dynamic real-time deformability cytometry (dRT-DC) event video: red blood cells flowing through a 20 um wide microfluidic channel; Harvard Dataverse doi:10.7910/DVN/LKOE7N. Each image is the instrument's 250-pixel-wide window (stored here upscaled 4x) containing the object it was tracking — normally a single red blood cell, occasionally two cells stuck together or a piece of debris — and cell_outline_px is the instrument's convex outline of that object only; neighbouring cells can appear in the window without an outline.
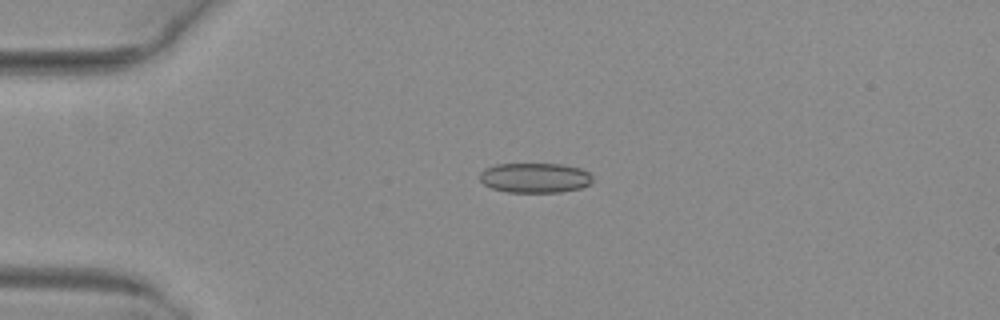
{"species": "common noctule bat (a hibernating species)", "species_latin": "Nyctalus noctula", "temperature_condition": "warm", "stored_images_in_passage": 40, "camera_frame_rate_fps": 3000, "um_per_image_px": 0.085, "animal": {"sex": "female", "body_mass_g": 29.2, "forearm_length_mm": 56.3}, "frame": {"image": 1, "passage_image": 1, "time_ms": 0.0, "image_size_px": [1000, 320], "cell_outline_px": [[592, 184], [580, 188], [560, 192], [508, 192], [492, 188], [484, 184], [480, 180], [480, 172], [484, 168], [496, 164], [560, 164], [580, 168], [588, 172], [592, 176]], "centroid_in_image_um": [45.47, 15.11], "position_along_channel_um": 39.5, "area_um2": 19.71}}
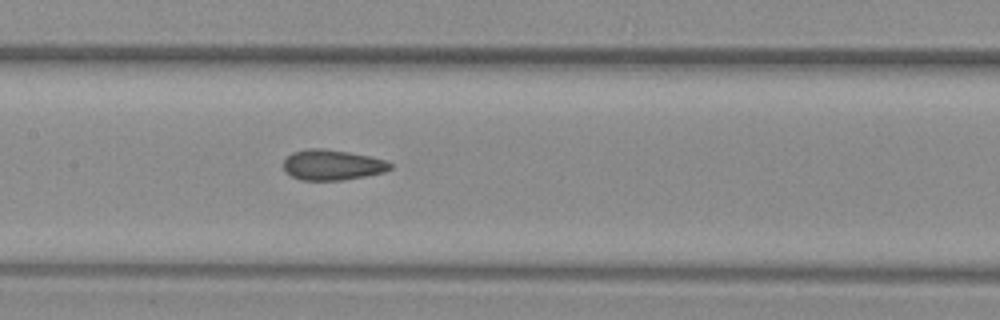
{"frame": {"image": 2, "passage_image": 14, "time_ms": 4.333, "image_size_px": [1000, 320], "cell_outline_px": [[392, 168], [384, 172], [344, 180], [300, 180], [284, 172], [284, 160], [292, 152], [308, 148], [324, 148], [348, 152], [368, 156], [384, 160], [392, 164]], "centroid_in_image_um": [28.21, 14.02], "position_along_channel_um": 179.2, "area_um2": 18.9}}
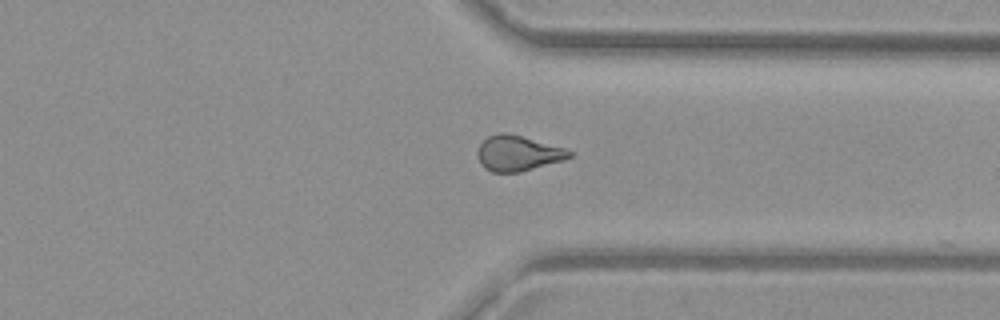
{"frame": {"image": 3, "passage_image": 28, "time_ms": 9.0, "image_size_px": [1000, 320], "cell_outline_px": [[572, 156], [564, 160], [520, 172], [492, 172], [484, 168], [480, 164], [476, 156], [476, 152], [480, 144], [488, 136], [500, 132], [508, 132], [568, 148], [572, 152]], "centroid_in_image_um": [44.02, 13.02], "position_along_channel_um": 367.4, "area_um2": 19.31}, "authors_computed_cell_mechanics": {"area_um2": 19.1029, "velocity_mm_per_s": 4.0443, "shape_relaxation_time_tau1_ms": null, "shape_relaxation_time_tau2_ms": 1.9231, "deformation_change_tau1": null, "deformation_change_tau2": 0.0765}}